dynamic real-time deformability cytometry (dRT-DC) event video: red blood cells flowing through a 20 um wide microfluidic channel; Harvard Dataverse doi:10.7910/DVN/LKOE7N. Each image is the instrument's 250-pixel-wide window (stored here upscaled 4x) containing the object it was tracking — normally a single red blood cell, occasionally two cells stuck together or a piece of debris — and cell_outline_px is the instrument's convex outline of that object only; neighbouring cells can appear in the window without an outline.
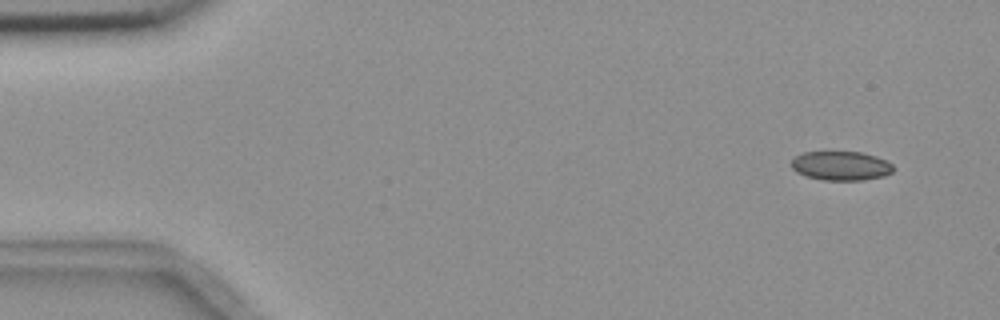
{"species": "common noctule bat (a hibernating species)", "species_latin": "Nyctalus noctula", "temperature_condition": "room temperature", "stored_images_in_passage": 4, "camera_frame_rate_fps": 3000, "um_per_image_px": 0.085, "animal": {"sex": "female", "body_mass_g": 18.4}, "frame": {"image": 1, "passage_image": 1, "time_ms": 0.0, "image_size_px": [1000, 320], "cell_outline_px": [[892, 172], [884, 176], [864, 180], [824, 180], [804, 176], [796, 172], [792, 168], [792, 160], [796, 156], [804, 152], [860, 152], [876, 156], [892, 164]], "centroid_in_image_um": [71.46, 14.1], "position_along_channel_um": 13.5, "area_um2": 17.22}}
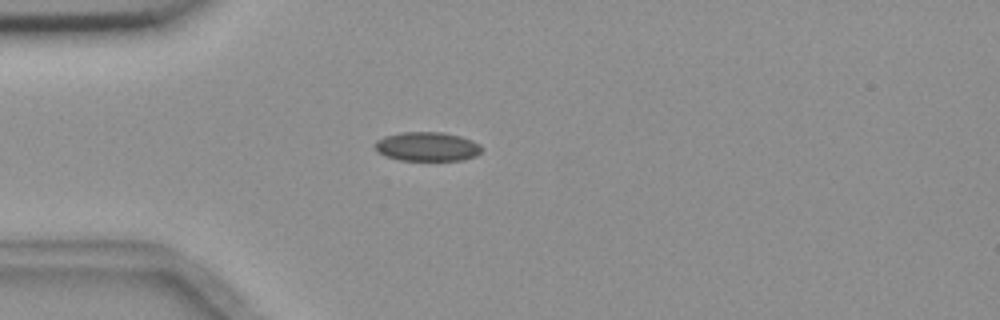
{"frame": {"image": 2, "passage_image": 4, "time_ms": 3.667, "image_size_px": [1000, 320], "cell_outline_px": [[480, 152], [476, 156], [464, 160], [400, 160], [384, 156], [376, 152], [376, 140], [384, 136], [400, 132], [444, 132], [460, 136], [472, 140], [480, 144]], "centroid_in_image_um": [36.29, 12.46], "position_along_channel_um": 48.7, "area_um2": 18.21}}